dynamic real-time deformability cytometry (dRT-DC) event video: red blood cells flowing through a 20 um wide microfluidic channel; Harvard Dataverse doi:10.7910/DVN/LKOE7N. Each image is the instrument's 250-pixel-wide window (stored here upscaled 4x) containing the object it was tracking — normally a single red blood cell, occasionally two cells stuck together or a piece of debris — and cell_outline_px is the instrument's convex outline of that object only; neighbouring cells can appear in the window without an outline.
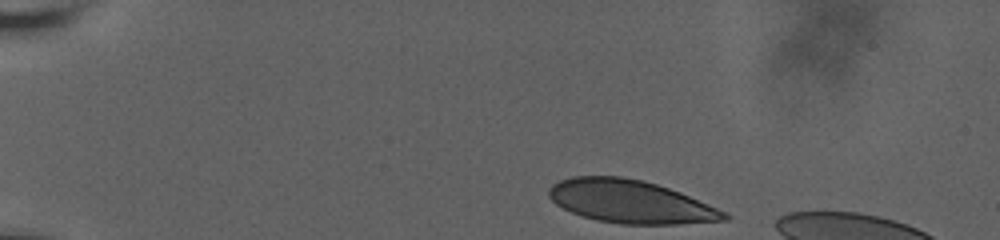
{"species": "human", "species_latin": "Homo sapiens", "temperature_condition": "room temperature", "stored_images_in_passage": 10, "camera_frame_rate_fps": 3000, "um_per_image_px": 0.085, "donor": {"sex": "male"}, "frame": {"image": 1, "passage_image": 1, "time_ms": 0.0, "image_size_px": [1000, 240], "cell_outline_px": [[732, 216], [728, 220], [676, 224], [620, 224], [596, 220], [580, 216], [556, 204], [548, 196], [548, 188], [552, 184], [560, 180], [572, 176], [620, 176], [644, 180], [680, 192], [728, 212]], "centroid_in_image_um": [53.59, 17.14], "position_along_channel_um": 31.4, "area_um2": 44.16}}
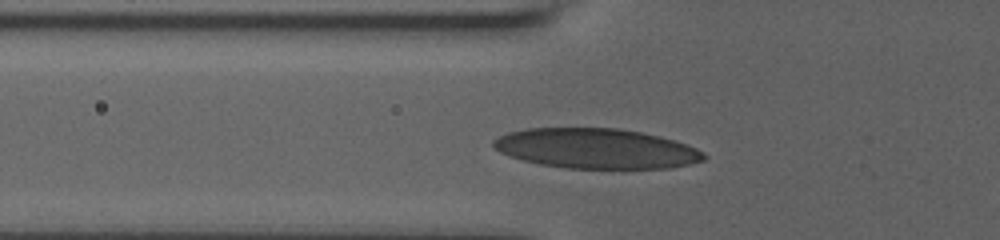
{"frame": {"image": 2, "passage_image": 7, "time_ms": 3.667, "image_size_px": [1000, 240], "cell_outline_px": [[708, 156], [704, 160], [672, 168], [564, 168], [540, 164], [524, 160], [500, 152], [492, 148], [492, 140], [508, 132], [528, 128], [620, 128], [660, 136], [688, 144], [704, 152]], "centroid_in_image_um": [50.69, 12.62], "position_along_channel_um": 75.1, "area_um2": 49.19}}
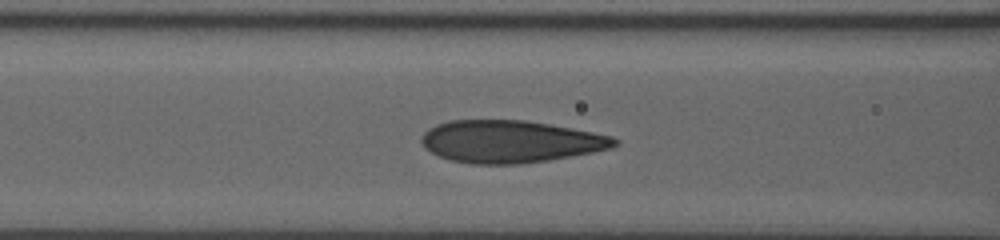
{"frame": {"image": 3, "passage_image": 9, "time_ms": 5.0, "image_size_px": [1000, 240], "cell_outline_px": [[620, 144], [612, 148], [592, 152], [548, 160], [516, 164], [472, 164], [452, 160], [440, 156], [424, 148], [420, 140], [420, 136], [428, 128], [436, 124], [448, 120], [524, 120], [548, 124], [592, 132], [612, 136], [620, 140]], "centroid_in_image_um": [43.35, 12.02], "position_along_channel_um": 123.2, "area_um2": 47.57}}